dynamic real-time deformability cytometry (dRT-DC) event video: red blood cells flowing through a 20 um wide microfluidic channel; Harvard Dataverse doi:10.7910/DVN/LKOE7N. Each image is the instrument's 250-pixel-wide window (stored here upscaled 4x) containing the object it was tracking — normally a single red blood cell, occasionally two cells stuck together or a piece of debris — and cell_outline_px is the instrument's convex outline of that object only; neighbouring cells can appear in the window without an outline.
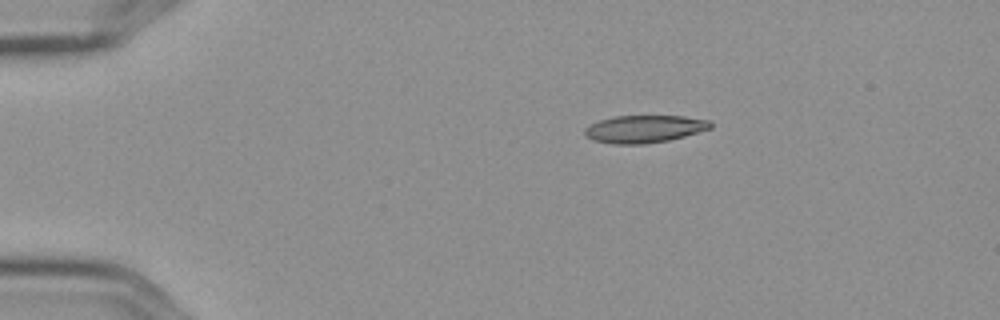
{"species": "Egyptian fruit bat (a non-hibernating species)", "species_latin": "Rousettus aegyptiacus", "temperature_condition": "cold", "stored_images_in_passage": 3, "camera_frame_rate_fps": 3000, "um_per_image_px": 0.085, "frame": {"image": 1, "passage_image": 1, "time_ms": 0.0, "image_size_px": [1000, 320], "cell_outline_px": [[712, 128], [684, 136], [668, 140], [644, 144], [612, 144], [592, 140], [584, 136], [584, 128], [600, 120], [616, 116], [684, 116], [708, 120], [712, 124]], "centroid_in_image_um": [54.74, 10.97], "position_along_channel_um": 30.3, "area_um2": 20.11}}